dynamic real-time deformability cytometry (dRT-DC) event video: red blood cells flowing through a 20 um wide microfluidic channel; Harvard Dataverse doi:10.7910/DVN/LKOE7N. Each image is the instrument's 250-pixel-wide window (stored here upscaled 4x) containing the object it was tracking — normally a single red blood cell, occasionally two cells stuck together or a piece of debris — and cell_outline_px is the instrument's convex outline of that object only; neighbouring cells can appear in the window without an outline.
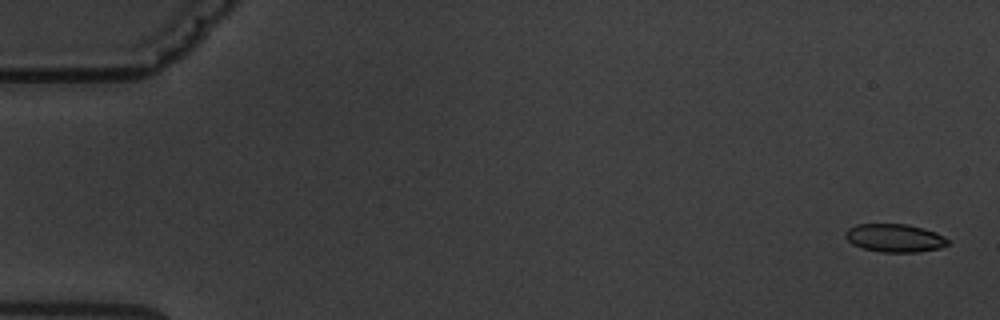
{"species": "common noctule bat (a hibernating species)", "species_latin": "Nyctalus noctula", "temperature_condition": "warm", "stored_images_in_passage": 9, "camera_frame_rate_fps": 3000, "um_per_image_px": 0.085, "animal": {"sex": "male", "body_mass_g": 19.5, "forearm_length_mm": 54.6}, "frame": {"image": 1, "passage_image": 1, "time_ms": 0.0, "image_size_px": [1000, 320], "cell_outline_px": [[952, 240], [948, 244], [940, 248], [916, 252], [880, 252], [864, 248], [852, 244], [844, 236], [844, 232], [848, 228], [856, 224], [908, 224], [924, 228], [936, 232]], "centroid_in_image_um": [76.07, 20.22], "position_along_channel_um": 8.9, "area_um2": 16.99}}
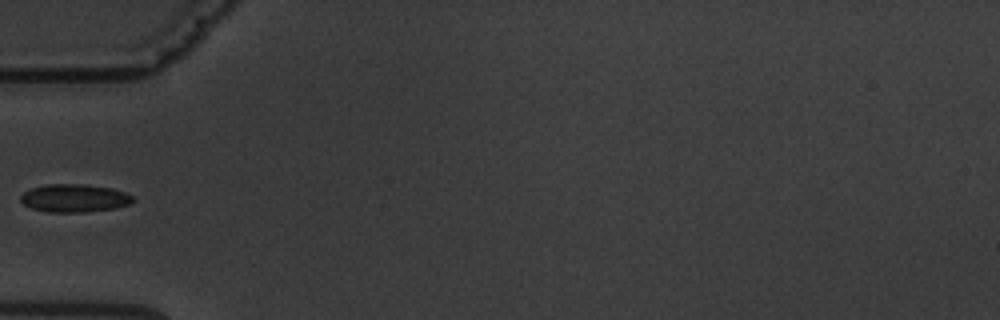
{"frame": {"image": 2, "passage_image": 6, "time_ms": 6.0, "image_size_px": [1000, 320], "cell_outline_px": [[132, 200], [128, 204], [116, 208], [84, 212], [48, 212], [32, 208], [24, 204], [20, 200], [20, 196], [24, 192], [32, 188], [48, 184], [80, 184], [112, 188], [124, 192], [132, 196]], "centroid_in_image_um": [6.3, 16.84], "position_along_channel_um": 78.7, "area_um2": 18.09}}
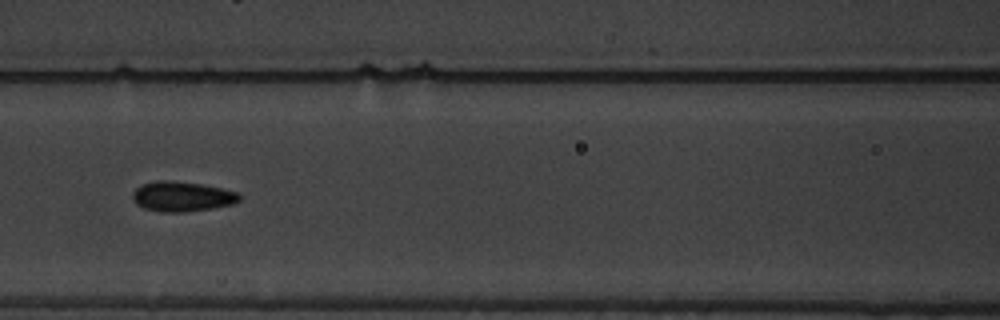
{"frame": {"image": 3, "passage_image": 8, "time_ms": 8.0, "image_size_px": [1000, 320], "cell_outline_px": [[240, 200], [232, 204], [212, 208], [184, 212], [160, 212], [144, 208], [136, 204], [132, 200], [132, 192], [140, 184], [156, 180], [168, 180], [200, 184], [220, 188], [236, 192], [240, 196]], "centroid_in_image_um": [15.4, 16.7], "position_along_channel_um": 151.2, "area_um2": 18.67}}